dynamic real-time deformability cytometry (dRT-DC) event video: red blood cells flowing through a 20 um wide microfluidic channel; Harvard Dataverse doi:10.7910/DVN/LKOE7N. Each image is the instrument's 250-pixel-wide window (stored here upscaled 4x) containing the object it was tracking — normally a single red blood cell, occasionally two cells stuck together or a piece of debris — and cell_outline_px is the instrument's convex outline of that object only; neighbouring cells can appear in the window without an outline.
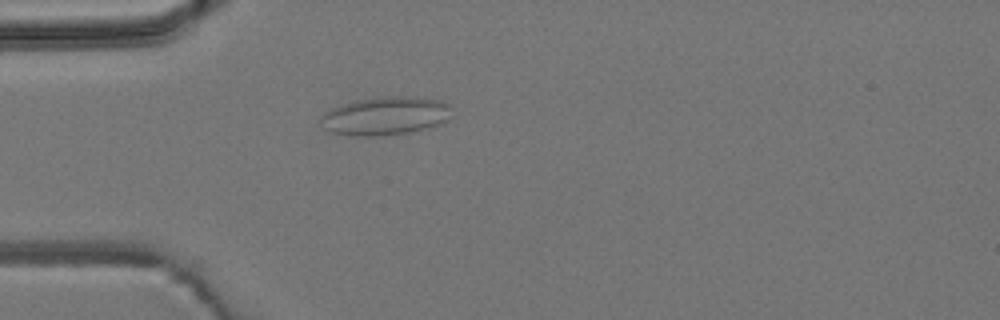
{"species": "common noctule bat (a hibernating species)", "species_latin": "Nyctalus noctula", "temperature_condition": "room temperature", "stored_images_in_passage": 3, "camera_frame_rate_fps": 3000, "um_per_image_px": 0.085, "animal": {"sex": "male", "body_mass_g": 19.2, "forearm_length_mm": 51.8}, "frame": {"image": 1, "passage_image": 3, "time_ms": 4.333, "image_size_px": [1000, 320], "cell_outline_px": [[448, 120], [440, 124], [428, 128], [408, 132], [380, 136], [348, 136], [332, 132], [324, 128], [320, 120], [320, 116], [324, 112], [340, 104], [356, 100], [384, 96], [416, 96], [440, 100], [448, 104]], "centroid_in_image_um": [32.71, 9.85], "position_along_channel_um": 52.3, "area_um2": 29.42}}